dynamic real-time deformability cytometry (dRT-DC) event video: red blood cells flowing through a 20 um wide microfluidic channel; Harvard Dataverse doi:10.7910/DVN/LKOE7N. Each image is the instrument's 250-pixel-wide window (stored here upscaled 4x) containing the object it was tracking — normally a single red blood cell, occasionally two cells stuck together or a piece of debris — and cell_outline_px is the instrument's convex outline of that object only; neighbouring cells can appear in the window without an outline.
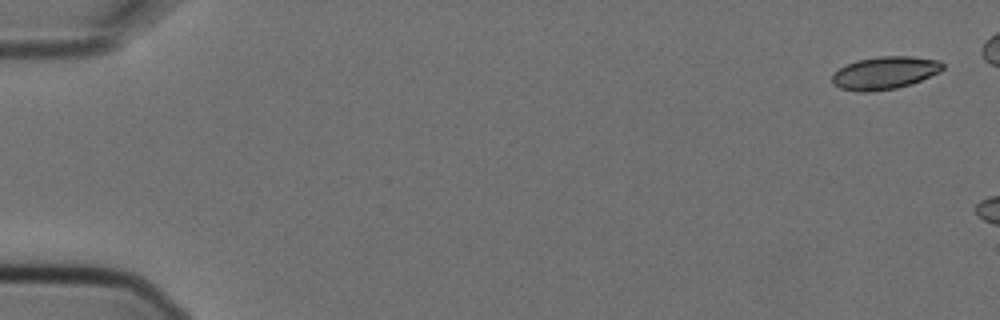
{"species": "Egyptian fruit bat (a non-hibernating species)", "species_latin": "Rousettus aegyptiacus", "temperature_condition": "cold", "stored_images_in_passage": 3, "camera_frame_rate_fps": 3000, "um_per_image_px": 0.085, "animal": {"sex": "female"}, "frame": {"image": 1, "passage_image": 1, "time_ms": 0.0, "image_size_px": [1000, 320], "cell_outline_px": [[944, 68], [940, 72], [920, 80], [896, 88], [864, 92], [860, 92], [840, 88], [832, 84], [832, 76], [840, 68], [856, 60], [880, 56], [912, 56], [940, 60], [944, 64]], "centroid_in_image_um": [75.22, 6.18], "position_along_channel_um": 9.8, "area_um2": 20.92}}